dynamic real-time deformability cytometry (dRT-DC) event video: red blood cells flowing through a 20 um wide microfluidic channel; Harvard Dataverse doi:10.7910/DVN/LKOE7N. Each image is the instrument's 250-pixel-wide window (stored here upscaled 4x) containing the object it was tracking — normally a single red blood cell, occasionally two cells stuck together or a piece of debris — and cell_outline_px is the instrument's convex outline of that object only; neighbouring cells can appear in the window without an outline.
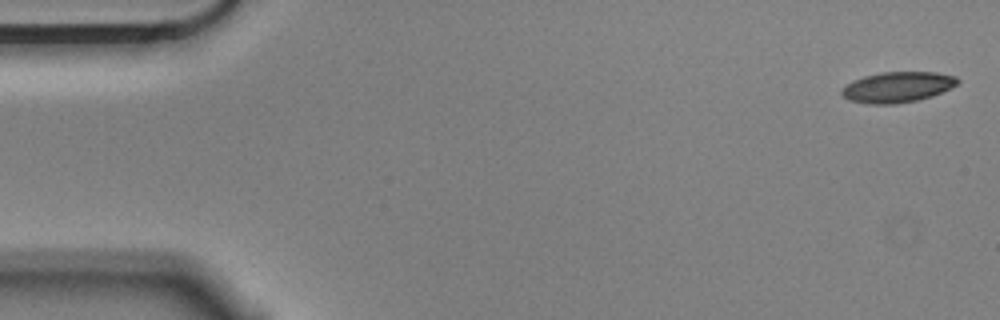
{"species": "Egyptian fruit bat (a non-hibernating species)", "species_latin": "Rousettus aegyptiacus", "temperature_condition": "cold", "stored_images_in_passage": 4, "camera_frame_rate_fps": 3000, "um_per_image_px": 0.085, "animal": {"sex": "male"}, "frame": {"image": 1, "passage_image": 1, "time_ms": 0.0, "image_size_px": [1000, 320], "cell_outline_px": [[960, 80], [956, 84], [932, 96], [916, 100], [896, 104], [868, 104], [848, 100], [840, 92], [852, 80], [864, 76], [880, 72], [936, 72], [956, 76]], "centroid_in_image_um": [76.26, 7.4], "position_along_channel_um": 8.7, "area_um2": 20.52}}
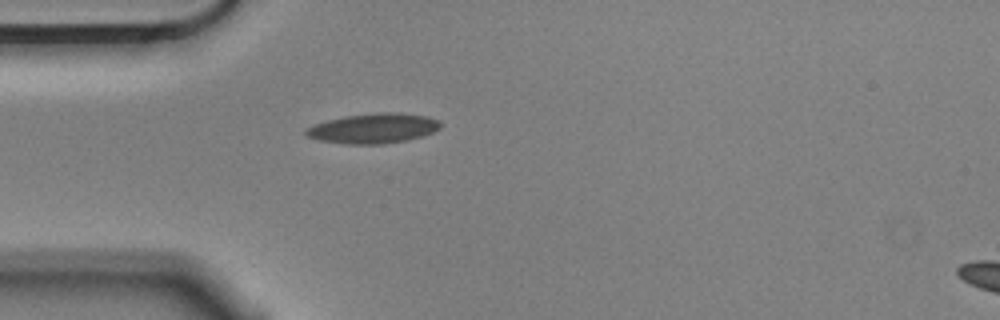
{"frame": {"image": 2, "passage_image": 4, "time_ms": 1.0, "image_size_px": [1000, 320], "cell_outline_px": [[440, 128], [424, 136], [408, 140], [380, 144], [344, 144], [320, 140], [308, 136], [304, 132], [308, 128], [316, 124], [328, 120], [344, 116], [376, 112], [400, 112], [424, 116], [440, 120]], "centroid_in_image_um": [31.77, 10.9], "position_along_channel_um": 53.2, "area_um2": 23.41}}